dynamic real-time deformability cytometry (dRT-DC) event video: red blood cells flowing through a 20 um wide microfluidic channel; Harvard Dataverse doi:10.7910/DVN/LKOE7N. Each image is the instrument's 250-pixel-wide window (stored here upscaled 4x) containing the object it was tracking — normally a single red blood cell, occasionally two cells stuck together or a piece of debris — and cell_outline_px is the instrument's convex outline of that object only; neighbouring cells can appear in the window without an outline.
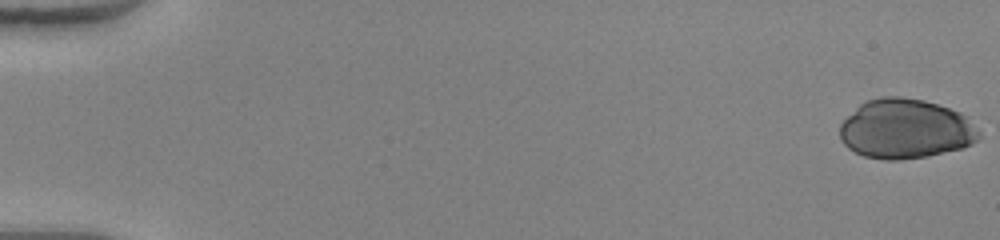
{"species": "human", "species_latin": "Homo sapiens", "temperature_condition": "warm", "stored_images_in_passage": 51, "camera_frame_rate_fps": 3000, "um_per_image_px": 0.085, "donor": {"sex": "female"}, "frame": {"image": 1, "passage_image": 1, "time_ms": 0.0, "image_size_px": [1000, 240], "cell_outline_px": [[980, 136], [972, 144], [960, 148], [928, 156], [900, 160], [884, 160], [864, 156], [848, 148], [840, 140], [840, 124], [860, 104], [868, 100], [884, 96], [900, 96], [924, 100], [960, 112], [980, 132]], "centroid_in_image_um": [76.94, 10.96], "position_along_channel_um": 8.1, "area_um2": 48.09}}
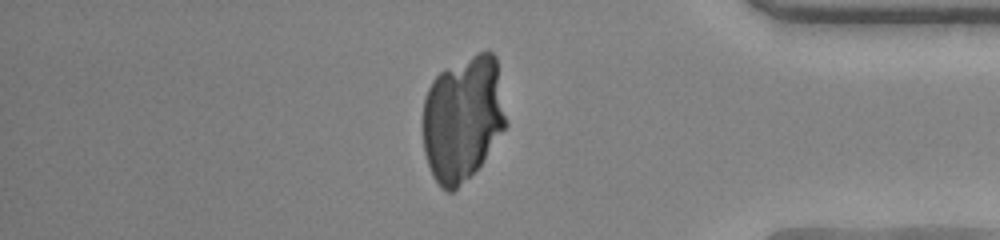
{"frame": {"image": 2, "passage_image": 44, "time_ms": 14.333, "image_size_px": [1000, 240], "cell_outline_px": [[508, 124], [480, 164], [452, 192], [448, 192], [440, 188], [432, 176], [424, 152], [424, 100], [428, 88], [432, 80], [440, 72], [480, 52], [492, 52], [496, 56], [508, 120]], "centroid_in_image_um": [39.36, 10.07], "position_along_channel_um": 395.8, "area_um2": 60.52}}
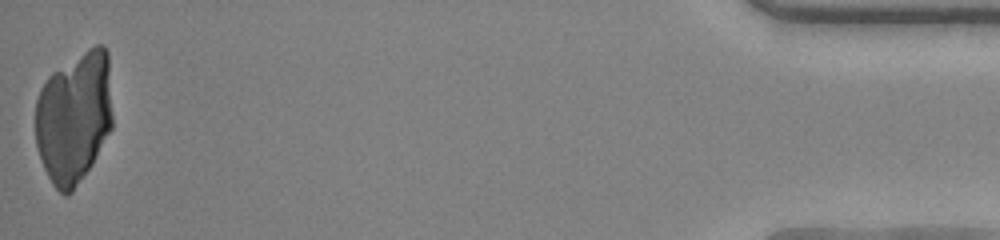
{"frame": {"image": 3, "passage_image": 51, "time_ms": 16.667, "image_size_px": [1000, 240], "cell_outline_px": [[112, 128], [92, 164], [72, 192], [68, 196], [64, 196], [52, 184], [44, 168], [36, 144], [36, 100], [40, 88], [48, 76], [52, 72], [88, 48], [96, 44], [104, 44], [108, 52], [112, 112]], "centroid_in_image_um": [6.3, 9.95], "position_along_channel_um": 428.9, "area_um2": 59.59}}